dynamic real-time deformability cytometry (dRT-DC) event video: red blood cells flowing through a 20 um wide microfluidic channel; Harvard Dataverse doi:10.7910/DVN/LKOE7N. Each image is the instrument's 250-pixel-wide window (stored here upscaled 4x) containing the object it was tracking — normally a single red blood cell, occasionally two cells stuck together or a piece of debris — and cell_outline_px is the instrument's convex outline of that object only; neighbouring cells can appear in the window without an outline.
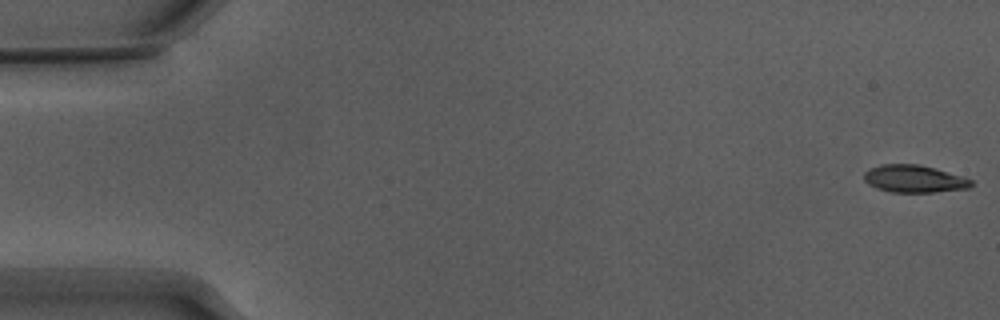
{"species": "Egyptian fruit bat (a non-hibernating species)", "species_latin": "Rousettus aegyptiacus", "temperature_condition": "warm", "stored_images_in_passage": 54, "camera_frame_rate_fps": 3000, "um_per_image_px": 0.085, "animal": {"sex": "male"}, "frame": {"image": 1, "passage_image": 1, "time_ms": 0.0, "image_size_px": [1000, 320], "cell_outline_px": [[972, 184], [968, 188], [932, 192], [892, 192], [876, 188], [868, 184], [864, 180], [864, 172], [872, 168], [884, 164], [916, 164], [932, 168], [960, 176], [972, 180]], "centroid_in_image_um": [77.65, 15.21], "position_along_channel_um": 7.3, "area_um2": 16.7}}
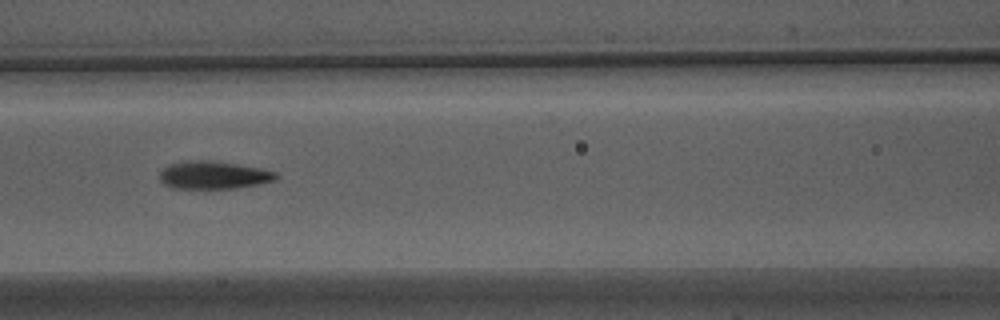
{"frame": {"image": 2, "passage_image": 24, "time_ms": 7.667, "image_size_px": [1000, 320], "cell_outline_px": [[280, 176], [276, 180], [236, 188], [172, 188], [164, 184], [160, 180], [160, 172], [168, 164], [196, 160], [204, 160], [236, 164], [260, 168], [276, 172]], "centroid_in_image_um": [18.16, 14.89], "position_along_channel_um": 148.4, "area_um2": 18.61}}
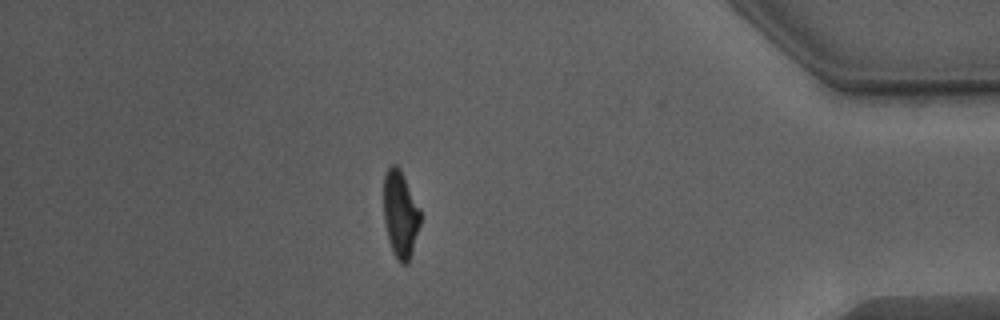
{"frame": {"image": 3, "passage_image": 47, "time_ms": 15.333, "image_size_px": [1000, 320], "cell_outline_px": [[420, 224], [412, 252], [408, 264], [400, 264], [396, 260], [392, 252], [388, 240], [384, 220], [384, 176], [388, 168], [392, 164], [396, 164], [400, 168], [420, 208]], "centroid_in_image_um": [34.03, 18.24], "position_along_channel_um": 401.2, "area_um2": 18.73}, "authors_computed_cell_mechanics": {"area_um2": 18.6116, "velocity_mm_per_s": 3.8508, "shape_relaxation_time_tau1_ms": 3.4693, "shape_relaxation_time_tau2_ms": 1.593, "deformation_change_tau1": 0.1718, "deformation_change_tau2": 0.0863}}